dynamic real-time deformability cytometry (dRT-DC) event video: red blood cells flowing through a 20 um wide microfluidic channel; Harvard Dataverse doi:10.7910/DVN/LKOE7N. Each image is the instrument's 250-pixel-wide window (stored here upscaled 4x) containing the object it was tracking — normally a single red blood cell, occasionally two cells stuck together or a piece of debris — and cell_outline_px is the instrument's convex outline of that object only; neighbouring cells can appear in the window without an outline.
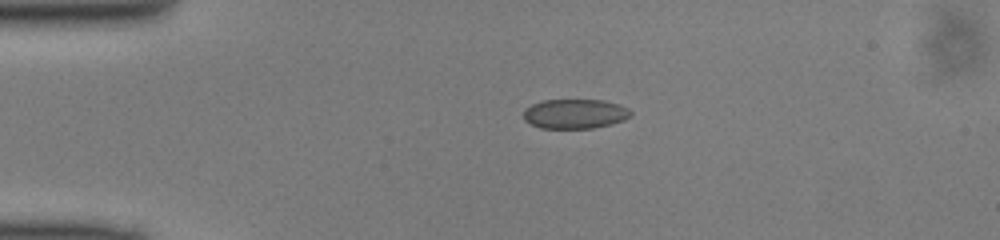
{"species": "common noctule bat (a hibernating species)", "species_latin": "Nyctalus noctula", "temperature_condition": "cold", "stored_images_in_passage": 39, "camera_frame_rate_fps": 3000, "um_per_image_px": 0.085, "animal": {"sex": "male", "body_mass_g": 13.0, "forearm_length_mm": 53.1}, "frame": {"image": 1, "passage_image": 1, "time_ms": 0.0, "image_size_px": [1000, 240], "cell_outline_px": [[632, 116], [624, 120], [612, 124], [592, 128], [540, 128], [524, 120], [524, 108], [532, 104], [544, 100], [604, 100], [620, 104], [628, 108], [632, 112]], "centroid_in_image_um": [48.9, 9.67], "position_along_channel_um": 36.1, "area_um2": 18.61}}
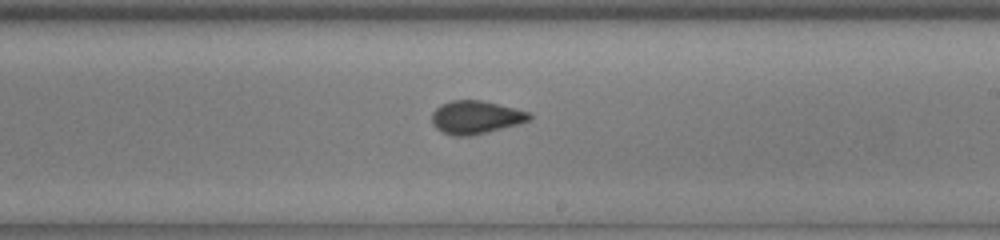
{"frame": {"image": 2, "passage_image": 19, "time_ms": 6.0, "image_size_px": [1000, 240], "cell_outline_px": [[532, 120], [520, 124], [488, 132], [468, 136], [452, 136], [436, 128], [432, 124], [432, 112], [440, 104], [452, 100], [480, 100], [528, 112], [532, 116]], "centroid_in_image_um": [40.43, 9.98], "position_along_channel_um": 248.6, "area_um2": 18.79}}
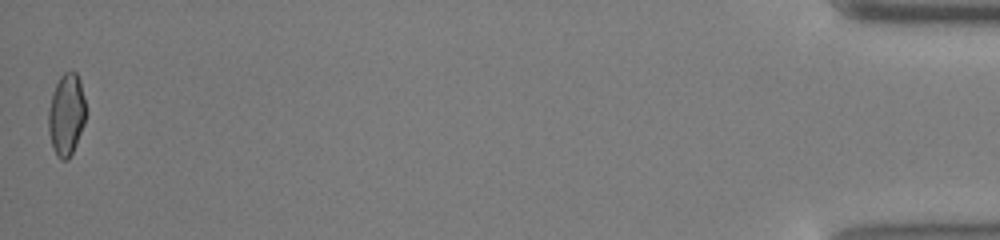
{"frame": {"image": 3, "passage_image": 39, "time_ms": 12.667, "image_size_px": [1000, 240], "cell_outline_px": [[88, 112], [84, 124], [76, 144], [68, 160], [60, 160], [56, 156], [52, 148], [48, 132], [48, 112], [52, 92], [60, 76], [64, 72], [76, 72], [80, 80]], "centroid_in_image_um": [5.65, 9.75], "position_along_channel_um": 429.6, "area_um2": 18.26}}